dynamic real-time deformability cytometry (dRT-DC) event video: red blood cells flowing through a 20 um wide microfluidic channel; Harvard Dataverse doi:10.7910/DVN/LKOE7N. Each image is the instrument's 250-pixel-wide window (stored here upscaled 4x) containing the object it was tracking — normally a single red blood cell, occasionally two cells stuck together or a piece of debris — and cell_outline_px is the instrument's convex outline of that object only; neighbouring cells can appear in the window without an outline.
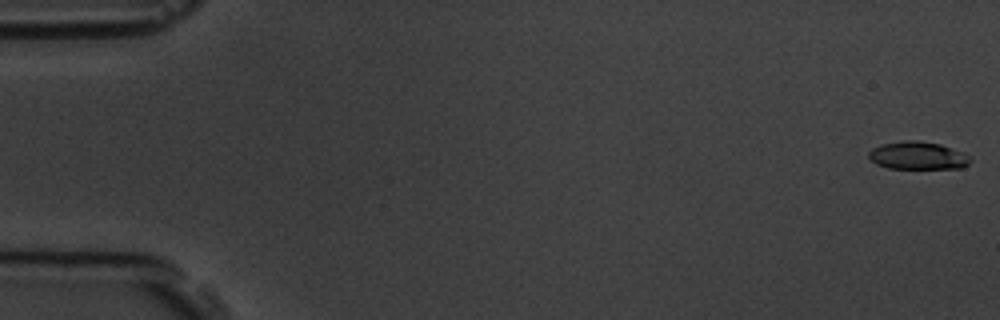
{"species": "common noctule bat (a hibernating species)", "species_latin": "Nyctalus noctula", "temperature_condition": "room temperature", "stored_images_in_passage": 6, "camera_frame_rate_fps": 3000, "um_per_image_px": 0.085, "animal": {"sex": "male", "body_mass_g": 19.5, "forearm_length_mm": 54.6}, "frame": {"image": 1, "passage_image": 1, "time_ms": 0.0, "image_size_px": [1000, 320], "cell_outline_px": [[972, 160], [964, 168], [888, 168], [876, 164], [868, 156], [868, 152], [872, 148], [880, 144], [904, 140], [916, 140], [940, 144], [964, 152], [972, 156]], "centroid_in_image_um": [78.04, 13.22], "position_along_channel_um": 7.0, "area_um2": 16.65}}
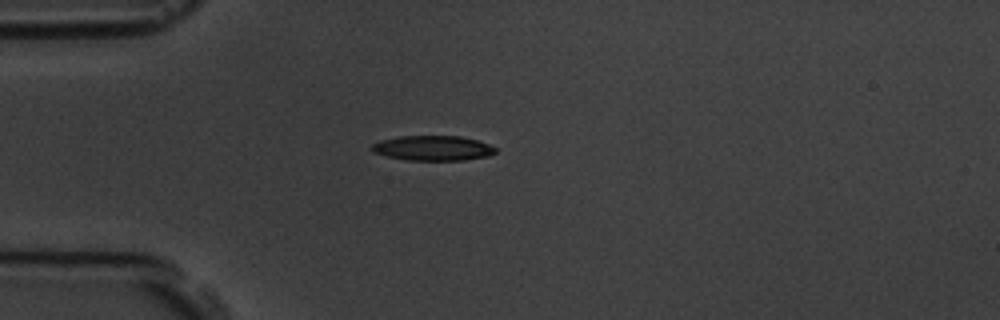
{"frame": {"image": 2, "passage_image": 5, "time_ms": 4.667, "image_size_px": [1000, 320], "cell_outline_px": [[496, 152], [488, 156], [464, 160], [404, 160], [372, 152], [372, 144], [380, 140], [400, 136], [460, 136], [476, 140], [488, 144], [496, 148]], "centroid_in_image_um": [36.78, 12.59], "position_along_channel_um": 48.2, "area_um2": 17.92}}